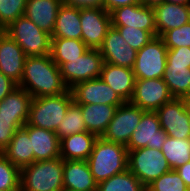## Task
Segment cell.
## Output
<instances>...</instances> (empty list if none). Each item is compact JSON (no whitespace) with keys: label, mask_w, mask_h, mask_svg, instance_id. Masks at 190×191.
I'll return each instance as SVG.
<instances>
[{"label":"cell","mask_w":190,"mask_h":191,"mask_svg":"<svg viewBox=\"0 0 190 191\" xmlns=\"http://www.w3.org/2000/svg\"><path fill=\"white\" fill-rule=\"evenodd\" d=\"M18 86L25 89L32 98L57 96L69 90L50 54L26 57Z\"/></svg>","instance_id":"6da1fadb"},{"label":"cell","mask_w":190,"mask_h":191,"mask_svg":"<svg viewBox=\"0 0 190 191\" xmlns=\"http://www.w3.org/2000/svg\"><path fill=\"white\" fill-rule=\"evenodd\" d=\"M128 150L125 145L98 137L86 160L97 183L128 169Z\"/></svg>","instance_id":"7a4b0ae2"},{"label":"cell","mask_w":190,"mask_h":191,"mask_svg":"<svg viewBox=\"0 0 190 191\" xmlns=\"http://www.w3.org/2000/svg\"><path fill=\"white\" fill-rule=\"evenodd\" d=\"M63 188V159L35 161L21 169L20 191H60Z\"/></svg>","instance_id":"3957f363"},{"label":"cell","mask_w":190,"mask_h":191,"mask_svg":"<svg viewBox=\"0 0 190 191\" xmlns=\"http://www.w3.org/2000/svg\"><path fill=\"white\" fill-rule=\"evenodd\" d=\"M72 102L70 89L57 96L32 98L27 124L56 132Z\"/></svg>","instance_id":"277c9868"},{"label":"cell","mask_w":190,"mask_h":191,"mask_svg":"<svg viewBox=\"0 0 190 191\" xmlns=\"http://www.w3.org/2000/svg\"><path fill=\"white\" fill-rule=\"evenodd\" d=\"M5 33L21 47L27 57L50 54L51 35L24 15L5 28Z\"/></svg>","instance_id":"5b68a950"},{"label":"cell","mask_w":190,"mask_h":191,"mask_svg":"<svg viewBox=\"0 0 190 191\" xmlns=\"http://www.w3.org/2000/svg\"><path fill=\"white\" fill-rule=\"evenodd\" d=\"M127 163L128 169L145 187L172 170L164 154L156 148L144 147L128 150Z\"/></svg>","instance_id":"8992f818"},{"label":"cell","mask_w":190,"mask_h":191,"mask_svg":"<svg viewBox=\"0 0 190 191\" xmlns=\"http://www.w3.org/2000/svg\"><path fill=\"white\" fill-rule=\"evenodd\" d=\"M168 48L161 37H155L142 49L137 51L133 67L136 79L163 78Z\"/></svg>","instance_id":"52a82bcc"},{"label":"cell","mask_w":190,"mask_h":191,"mask_svg":"<svg viewBox=\"0 0 190 191\" xmlns=\"http://www.w3.org/2000/svg\"><path fill=\"white\" fill-rule=\"evenodd\" d=\"M104 60L99 49H88L79 58L59 66L62 79L70 89L75 84L100 77Z\"/></svg>","instance_id":"ba28073f"},{"label":"cell","mask_w":190,"mask_h":191,"mask_svg":"<svg viewBox=\"0 0 190 191\" xmlns=\"http://www.w3.org/2000/svg\"><path fill=\"white\" fill-rule=\"evenodd\" d=\"M144 112L131 102H124L117 107L114 117L108 124L102 138L126 146Z\"/></svg>","instance_id":"9c48e42d"},{"label":"cell","mask_w":190,"mask_h":191,"mask_svg":"<svg viewBox=\"0 0 190 191\" xmlns=\"http://www.w3.org/2000/svg\"><path fill=\"white\" fill-rule=\"evenodd\" d=\"M173 99L163 78L136 79L129 102L144 111H157Z\"/></svg>","instance_id":"30bf717a"},{"label":"cell","mask_w":190,"mask_h":191,"mask_svg":"<svg viewBox=\"0 0 190 191\" xmlns=\"http://www.w3.org/2000/svg\"><path fill=\"white\" fill-rule=\"evenodd\" d=\"M82 41L89 49H99L109 28L111 14L104 8L80 9Z\"/></svg>","instance_id":"8fae6325"},{"label":"cell","mask_w":190,"mask_h":191,"mask_svg":"<svg viewBox=\"0 0 190 191\" xmlns=\"http://www.w3.org/2000/svg\"><path fill=\"white\" fill-rule=\"evenodd\" d=\"M70 91L77 104H105L120 106L124 101L102 79L95 78L75 84Z\"/></svg>","instance_id":"7c38bea8"},{"label":"cell","mask_w":190,"mask_h":191,"mask_svg":"<svg viewBox=\"0 0 190 191\" xmlns=\"http://www.w3.org/2000/svg\"><path fill=\"white\" fill-rule=\"evenodd\" d=\"M166 138L167 134L160 126L157 112L145 111L126 147L127 150H136L144 147L161 150Z\"/></svg>","instance_id":"4fadbf2b"},{"label":"cell","mask_w":190,"mask_h":191,"mask_svg":"<svg viewBox=\"0 0 190 191\" xmlns=\"http://www.w3.org/2000/svg\"><path fill=\"white\" fill-rule=\"evenodd\" d=\"M113 27H126L146 30L157 37V28L153 7L141 3L122 6L111 13Z\"/></svg>","instance_id":"5bb4252c"},{"label":"cell","mask_w":190,"mask_h":191,"mask_svg":"<svg viewBox=\"0 0 190 191\" xmlns=\"http://www.w3.org/2000/svg\"><path fill=\"white\" fill-rule=\"evenodd\" d=\"M156 112L160 126L167 136L176 139L190 138V120L185 112L183 99L173 98Z\"/></svg>","instance_id":"9a60e30c"},{"label":"cell","mask_w":190,"mask_h":191,"mask_svg":"<svg viewBox=\"0 0 190 191\" xmlns=\"http://www.w3.org/2000/svg\"><path fill=\"white\" fill-rule=\"evenodd\" d=\"M104 63L133 69L137 51L130 47L117 28L111 26L99 48Z\"/></svg>","instance_id":"2e32d148"},{"label":"cell","mask_w":190,"mask_h":191,"mask_svg":"<svg viewBox=\"0 0 190 191\" xmlns=\"http://www.w3.org/2000/svg\"><path fill=\"white\" fill-rule=\"evenodd\" d=\"M26 55L21 47L6 33L0 37V71L17 84L20 83Z\"/></svg>","instance_id":"e0dca14e"},{"label":"cell","mask_w":190,"mask_h":191,"mask_svg":"<svg viewBox=\"0 0 190 191\" xmlns=\"http://www.w3.org/2000/svg\"><path fill=\"white\" fill-rule=\"evenodd\" d=\"M31 140L34 162L60 157V139L54 131L25 124L22 127Z\"/></svg>","instance_id":"ac0fdd59"},{"label":"cell","mask_w":190,"mask_h":191,"mask_svg":"<svg viewBox=\"0 0 190 191\" xmlns=\"http://www.w3.org/2000/svg\"><path fill=\"white\" fill-rule=\"evenodd\" d=\"M95 181L85 160H63V188L74 191H97Z\"/></svg>","instance_id":"d6986e66"},{"label":"cell","mask_w":190,"mask_h":191,"mask_svg":"<svg viewBox=\"0 0 190 191\" xmlns=\"http://www.w3.org/2000/svg\"><path fill=\"white\" fill-rule=\"evenodd\" d=\"M99 78L108 84L124 102L130 101L136 82L133 69L103 63Z\"/></svg>","instance_id":"ffe728a7"},{"label":"cell","mask_w":190,"mask_h":191,"mask_svg":"<svg viewBox=\"0 0 190 191\" xmlns=\"http://www.w3.org/2000/svg\"><path fill=\"white\" fill-rule=\"evenodd\" d=\"M62 0H27L24 16L52 35Z\"/></svg>","instance_id":"44dd1931"},{"label":"cell","mask_w":190,"mask_h":191,"mask_svg":"<svg viewBox=\"0 0 190 191\" xmlns=\"http://www.w3.org/2000/svg\"><path fill=\"white\" fill-rule=\"evenodd\" d=\"M32 96L23 88L17 87L0 101V117L12 118L21 128L29 116Z\"/></svg>","instance_id":"7402d4cb"},{"label":"cell","mask_w":190,"mask_h":191,"mask_svg":"<svg viewBox=\"0 0 190 191\" xmlns=\"http://www.w3.org/2000/svg\"><path fill=\"white\" fill-rule=\"evenodd\" d=\"M153 10L158 37L168 30L180 28L190 22L187 5L163 2L153 7Z\"/></svg>","instance_id":"603a6c76"},{"label":"cell","mask_w":190,"mask_h":191,"mask_svg":"<svg viewBox=\"0 0 190 191\" xmlns=\"http://www.w3.org/2000/svg\"><path fill=\"white\" fill-rule=\"evenodd\" d=\"M98 137L88 131L60 139V157L63 160H87Z\"/></svg>","instance_id":"cb8c5ba5"},{"label":"cell","mask_w":190,"mask_h":191,"mask_svg":"<svg viewBox=\"0 0 190 191\" xmlns=\"http://www.w3.org/2000/svg\"><path fill=\"white\" fill-rule=\"evenodd\" d=\"M118 106L105 104L81 105V113L88 132L102 137Z\"/></svg>","instance_id":"d4e9b609"},{"label":"cell","mask_w":190,"mask_h":191,"mask_svg":"<svg viewBox=\"0 0 190 191\" xmlns=\"http://www.w3.org/2000/svg\"><path fill=\"white\" fill-rule=\"evenodd\" d=\"M51 38L82 40L80 9L62 4L58 10Z\"/></svg>","instance_id":"484cf974"},{"label":"cell","mask_w":190,"mask_h":191,"mask_svg":"<svg viewBox=\"0 0 190 191\" xmlns=\"http://www.w3.org/2000/svg\"><path fill=\"white\" fill-rule=\"evenodd\" d=\"M1 153L20 169L34 162L31 140L23 128L16 131L8 146Z\"/></svg>","instance_id":"4316f807"},{"label":"cell","mask_w":190,"mask_h":191,"mask_svg":"<svg viewBox=\"0 0 190 191\" xmlns=\"http://www.w3.org/2000/svg\"><path fill=\"white\" fill-rule=\"evenodd\" d=\"M89 48L82 40L68 38H52L50 56L59 67L62 63L79 58Z\"/></svg>","instance_id":"83f0119b"},{"label":"cell","mask_w":190,"mask_h":191,"mask_svg":"<svg viewBox=\"0 0 190 191\" xmlns=\"http://www.w3.org/2000/svg\"><path fill=\"white\" fill-rule=\"evenodd\" d=\"M173 98L190 96V68L186 66H166L163 76Z\"/></svg>","instance_id":"f1b7e54d"},{"label":"cell","mask_w":190,"mask_h":191,"mask_svg":"<svg viewBox=\"0 0 190 191\" xmlns=\"http://www.w3.org/2000/svg\"><path fill=\"white\" fill-rule=\"evenodd\" d=\"M161 152L171 169L175 170L186 162H190V138L176 139L167 136L161 147Z\"/></svg>","instance_id":"f546056e"},{"label":"cell","mask_w":190,"mask_h":191,"mask_svg":"<svg viewBox=\"0 0 190 191\" xmlns=\"http://www.w3.org/2000/svg\"><path fill=\"white\" fill-rule=\"evenodd\" d=\"M97 191H146V187L127 169L98 183Z\"/></svg>","instance_id":"4dcf8cb0"},{"label":"cell","mask_w":190,"mask_h":191,"mask_svg":"<svg viewBox=\"0 0 190 191\" xmlns=\"http://www.w3.org/2000/svg\"><path fill=\"white\" fill-rule=\"evenodd\" d=\"M84 131H87V129L81 113V104H77L73 101L69 105L64 119L59 124L55 133L59 139H62L66 136Z\"/></svg>","instance_id":"1f68e13d"},{"label":"cell","mask_w":190,"mask_h":191,"mask_svg":"<svg viewBox=\"0 0 190 191\" xmlns=\"http://www.w3.org/2000/svg\"><path fill=\"white\" fill-rule=\"evenodd\" d=\"M21 169L0 153V191H20Z\"/></svg>","instance_id":"d6a6232c"},{"label":"cell","mask_w":190,"mask_h":191,"mask_svg":"<svg viewBox=\"0 0 190 191\" xmlns=\"http://www.w3.org/2000/svg\"><path fill=\"white\" fill-rule=\"evenodd\" d=\"M146 191H190L176 170H171L154 180Z\"/></svg>","instance_id":"836d02e7"},{"label":"cell","mask_w":190,"mask_h":191,"mask_svg":"<svg viewBox=\"0 0 190 191\" xmlns=\"http://www.w3.org/2000/svg\"><path fill=\"white\" fill-rule=\"evenodd\" d=\"M27 0H0V25L5 29L25 13Z\"/></svg>","instance_id":"e575fe53"},{"label":"cell","mask_w":190,"mask_h":191,"mask_svg":"<svg viewBox=\"0 0 190 191\" xmlns=\"http://www.w3.org/2000/svg\"><path fill=\"white\" fill-rule=\"evenodd\" d=\"M118 29L127 44L134 50L139 51L147 43H149L155 36L146 30L128 28L126 27H115Z\"/></svg>","instance_id":"d590c367"},{"label":"cell","mask_w":190,"mask_h":191,"mask_svg":"<svg viewBox=\"0 0 190 191\" xmlns=\"http://www.w3.org/2000/svg\"><path fill=\"white\" fill-rule=\"evenodd\" d=\"M161 38L168 49L190 48V22L182 25L180 28L166 31Z\"/></svg>","instance_id":"8d00e7d4"},{"label":"cell","mask_w":190,"mask_h":191,"mask_svg":"<svg viewBox=\"0 0 190 191\" xmlns=\"http://www.w3.org/2000/svg\"><path fill=\"white\" fill-rule=\"evenodd\" d=\"M166 66H186V68H190V48L168 49Z\"/></svg>","instance_id":"74e56055"},{"label":"cell","mask_w":190,"mask_h":191,"mask_svg":"<svg viewBox=\"0 0 190 191\" xmlns=\"http://www.w3.org/2000/svg\"><path fill=\"white\" fill-rule=\"evenodd\" d=\"M21 128L12 118L0 117V153L8 146L16 131Z\"/></svg>","instance_id":"f35d334b"},{"label":"cell","mask_w":190,"mask_h":191,"mask_svg":"<svg viewBox=\"0 0 190 191\" xmlns=\"http://www.w3.org/2000/svg\"><path fill=\"white\" fill-rule=\"evenodd\" d=\"M62 2L76 9L103 8V0H62Z\"/></svg>","instance_id":"ab89813d"},{"label":"cell","mask_w":190,"mask_h":191,"mask_svg":"<svg viewBox=\"0 0 190 191\" xmlns=\"http://www.w3.org/2000/svg\"><path fill=\"white\" fill-rule=\"evenodd\" d=\"M18 87V84L0 71V101Z\"/></svg>","instance_id":"60d3db41"},{"label":"cell","mask_w":190,"mask_h":191,"mask_svg":"<svg viewBox=\"0 0 190 191\" xmlns=\"http://www.w3.org/2000/svg\"><path fill=\"white\" fill-rule=\"evenodd\" d=\"M139 3L140 0H103V8L111 13L116 8Z\"/></svg>","instance_id":"b9f144b4"},{"label":"cell","mask_w":190,"mask_h":191,"mask_svg":"<svg viewBox=\"0 0 190 191\" xmlns=\"http://www.w3.org/2000/svg\"><path fill=\"white\" fill-rule=\"evenodd\" d=\"M180 177L184 180L186 186L190 189V162L179 166L175 169Z\"/></svg>","instance_id":"7bdbcfd3"},{"label":"cell","mask_w":190,"mask_h":191,"mask_svg":"<svg viewBox=\"0 0 190 191\" xmlns=\"http://www.w3.org/2000/svg\"><path fill=\"white\" fill-rule=\"evenodd\" d=\"M164 0H140V3L148 6V7H155L156 5H159L163 3Z\"/></svg>","instance_id":"ee69618b"},{"label":"cell","mask_w":190,"mask_h":191,"mask_svg":"<svg viewBox=\"0 0 190 191\" xmlns=\"http://www.w3.org/2000/svg\"><path fill=\"white\" fill-rule=\"evenodd\" d=\"M182 99H183V103H184L185 112L190 120V96L184 97Z\"/></svg>","instance_id":"f6af8a7d"},{"label":"cell","mask_w":190,"mask_h":191,"mask_svg":"<svg viewBox=\"0 0 190 191\" xmlns=\"http://www.w3.org/2000/svg\"><path fill=\"white\" fill-rule=\"evenodd\" d=\"M190 0H164V2L186 5Z\"/></svg>","instance_id":"bcb514c9"},{"label":"cell","mask_w":190,"mask_h":191,"mask_svg":"<svg viewBox=\"0 0 190 191\" xmlns=\"http://www.w3.org/2000/svg\"><path fill=\"white\" fill-rule=\"evenodd\" d=\"M186 5H187L188 17L190 20V1Z\"/></svg>","instance_id":"7dc6e473"},{"label":"cell","mask_w":190,"mask_h":191,"mask_svg":"<svg viewBox=\"0 0 190 191\" xmlns=\"http://www.w3.org/2000/svg\"><path fill=\"white\" fill-rule=\"evenodd\" d=\"M5 33V29L0 25V37Z\"/></svg>","instance_id":"c3c4849f"},{"label":"cell","mask_w":190,"mask_h":191,"mask_svg":"<svg viewBox=\"0 0 190 191\" xmlns=\"http://www.w3.org/2000/svg\"><path fill=\"white\" fill-rule=\"evenodd\" d=\"M60 191H74V190H70V189L62 188Z\"/></svg>","instance_id":"681fc988"}]
</instances>
